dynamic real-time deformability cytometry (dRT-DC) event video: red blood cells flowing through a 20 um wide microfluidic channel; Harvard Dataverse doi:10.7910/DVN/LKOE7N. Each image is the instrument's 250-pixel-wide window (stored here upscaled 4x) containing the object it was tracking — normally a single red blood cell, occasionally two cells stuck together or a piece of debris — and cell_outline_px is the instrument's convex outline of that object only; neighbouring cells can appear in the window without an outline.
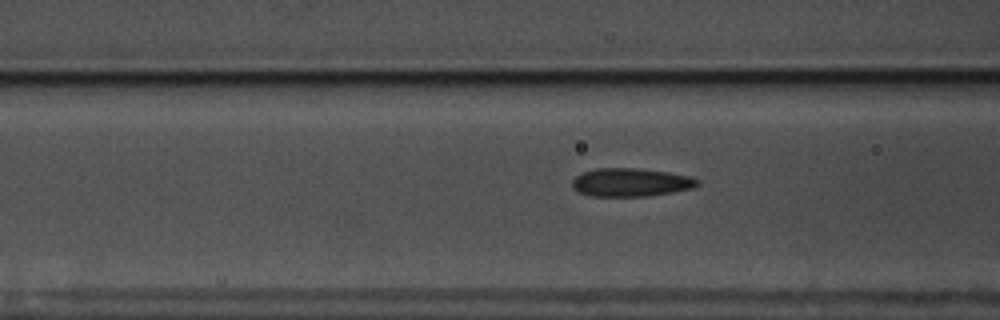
{"species": "common noctule bat (a hibernating species)", "species_latin": "Nyctalus noctula", "temperature_condition": "warm", "stored_images_in_passage": 58, "camera_frame_rate_fps": 3000, "um_per_image_px": 0.085, "animal": {"sex": "male", "body_mass_g": 17.5, "forearm_length_mm": 52.3}, "frame": {"image": 1, "passage_image": 23, "time_ms": 7.333, "image_size_px": [1000, 320], "cell_outline_px": [[700, 184], [692, 188], [672, 192], [648, 196], [592, 196], [580, 192], [572, 188], [572, 180], [576, 176], [584, 172], [596, 168], [636, 168], [668, 172], [692, 176], [700, 180]], "centroid_in_image_um": [53.64, 15.49], "position_along_channel_um": 113.0, "area_um2": 20.69}}
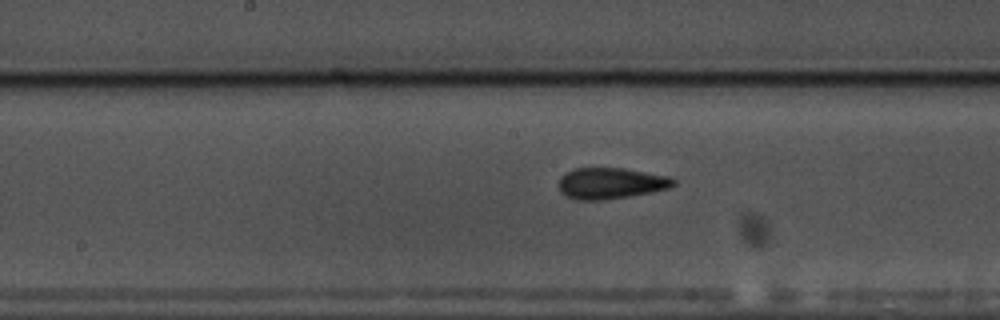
{"frame": {"image": 2, "passage_image": 30, "time_ms": 9.667, "image_size_px": [1000, 320], "cell_outline_px": [[676, 184], [672, 188], [652, 192], [604, 200], [576, 200], [564, 196], [560, 192], [556, 184], [560, 176], [576, 168], [624, 168], [668, 176], [676, 180]], "centroid_in_image_um": [51.89, 15.59], "position_along_channel_um": 196.3, "area_um2": 21.15}}
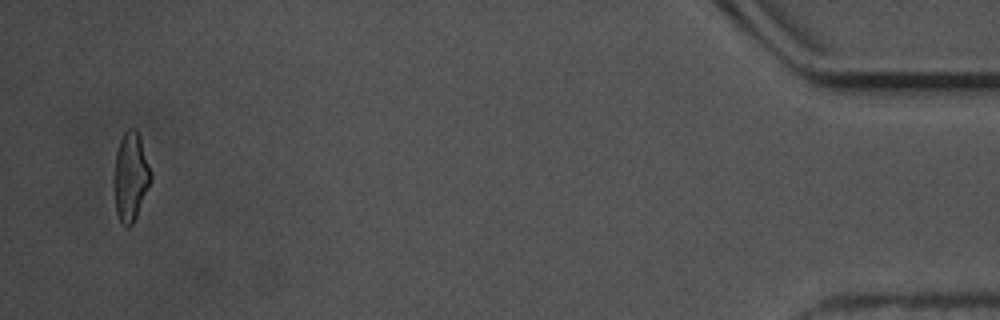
{"frame": {"image": 3, "passage_image": 56, "time_ms": 18.333, "image_size_px": [1000, 320], "cell_outline_px": [[152, 180], [136, 216], [132, 224], [128, 228], [124, 228], [120, 224], [116, 212], [116, 152], [120, 140], [124, 132], [128, 128], [136, 128], [140, 136], [152, 176]], "centroid_in_image_um": [11.13, 15.03], "position_along_channel_um": 424.1, "area_um2": 18.55}, "authors_computed_cell_mechanics": {"area_um2": 20.0277, "velocity_mm_per_s": 3.5776, "shape_relaxation_time_tau1_ms": null, "shape_relaxation_time_tau2_ms": 1.8359, "deformation_change_tau1": null, "deformation_change_tau2": 0.0921}}